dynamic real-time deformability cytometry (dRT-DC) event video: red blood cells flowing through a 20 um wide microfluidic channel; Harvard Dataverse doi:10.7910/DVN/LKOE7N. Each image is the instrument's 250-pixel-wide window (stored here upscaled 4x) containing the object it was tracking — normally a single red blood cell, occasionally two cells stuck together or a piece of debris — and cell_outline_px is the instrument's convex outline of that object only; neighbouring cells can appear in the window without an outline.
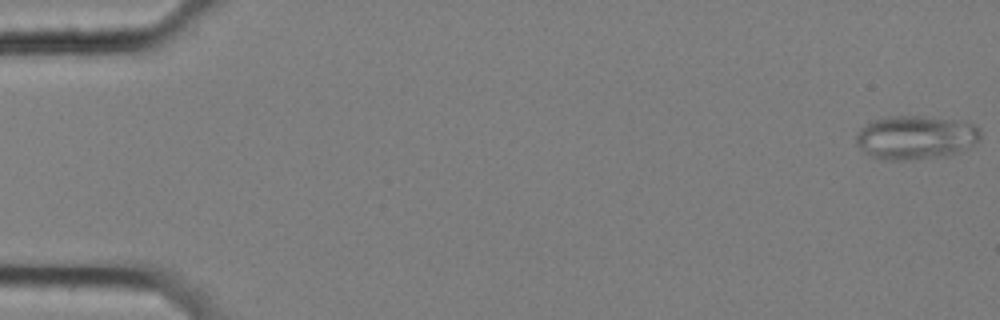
{"species": "common noctule bat (a hibernating species)", "species_latin": "Nyctalus noctula", "temperature_condition": "cold", "stored_images_in_passage": 58, "camera_frame_rate_fps": 3000, "um_per_image_px": 0.085, "animal": {"sex": "female", "body_mass_g": 25.1}, "frame": {"image": 1, "passage_image": 1, "time_ms": 0.0, "image_size_px": [1000, 320], "cell_outline_px": [[980, 140], [968, 148], [960, 152], [944, 156], [904, 160], [880, 160], [864, 152], [856, 144], [856, 136], [860, 128], [872, 120], [888, 116], [924, 116], [956, 120], [976, 124], [980, 128]], "centroid_in_image_um": [77.84, 11.68], "position_along_channel_um": 7.2, "area_um2": 32.02}}
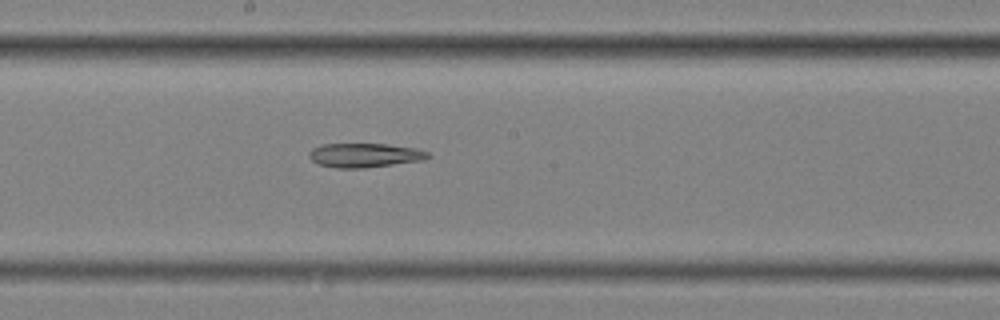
{"frame": {"image": 2, "passage_image": 32, "time_ms": 10.333, "image_size_px": [1000, 320], "cell_outline_px": [[432, 156], [424, 160], [364, 168], [336, 168], [320, 164], [312, 160], [308, 156], [308, 152], [312, 148], [320, 144], [388, 144], [416, 148], [428, 152]], "centroid_in_image_um": [31.0, 13.19], "position_along_channel_um": 217.2, "area_um2": 16.82}}
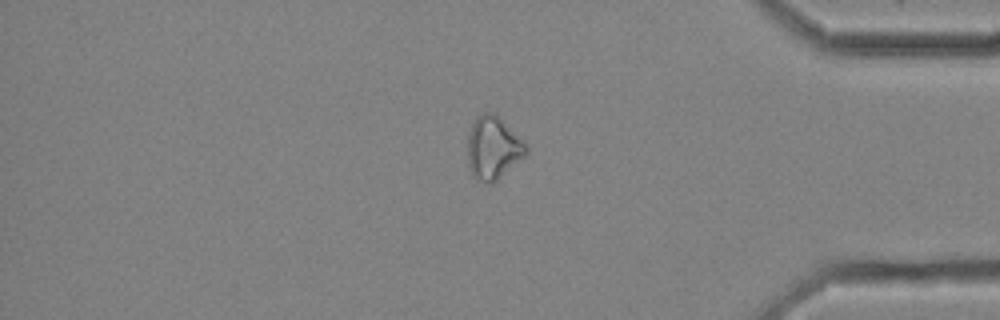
{"frame": {"image": 3, "passage_image": 49, "time_ms": 16.0, "image_size_px": [1000, 320], "cell_outline_px": [[528, 152], [524, 156], [492, 184], [488, 184], [472, 176], [468, 164], [468, 136], [472, 124], [476, 116], [484, 112], [496, 112], [524, 140], [528, 148]], "centroid_in_image_um": [41.92, 12.53], "position_along_channel_um": 393.3, "area_um2": 21.62}}